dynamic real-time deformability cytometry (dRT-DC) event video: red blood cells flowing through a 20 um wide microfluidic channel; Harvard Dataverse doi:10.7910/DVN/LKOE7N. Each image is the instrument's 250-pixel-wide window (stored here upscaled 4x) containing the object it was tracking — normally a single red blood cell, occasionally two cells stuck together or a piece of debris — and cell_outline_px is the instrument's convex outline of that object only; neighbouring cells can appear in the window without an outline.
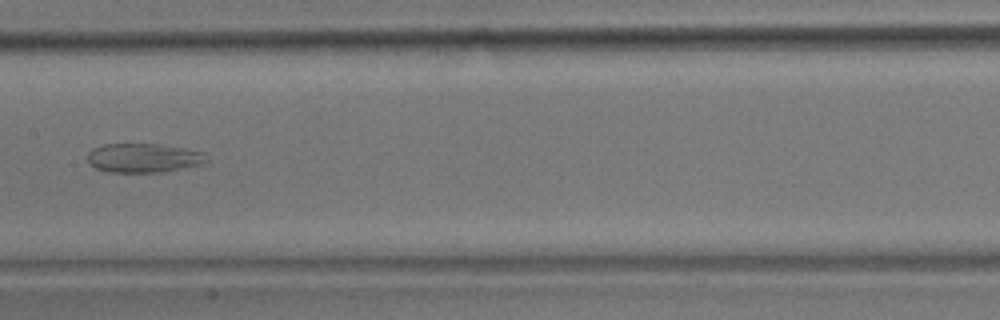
{"species": "common noctule bat (a hibernating species)", "species_latin": "Nyctalus noctula", "temperature_condition": "room temperature", "stored_images_in_passage": 9, "camera_frame_rate_fps": 3000, "um_per_image_px": 0.085, "animal": {"sex": "male", "body_mass_g": 17.9}, "frame": {"image": 1, "passage_image": 7, "time_ms": 7.0, "image_size_px": [1000, 320], "cell_outline_px": [[208, 160], [200, 164], [164, 172], [108, 172], [96, 168], [88, 164], [88, 152], [92, 148], [104, 144], [156, 144], [184, 148], [200, 152]], "centroid_in_image_um": [12.12, 13.43], "position_along_channel_um": 195.3, "area_um2": 20.0}}